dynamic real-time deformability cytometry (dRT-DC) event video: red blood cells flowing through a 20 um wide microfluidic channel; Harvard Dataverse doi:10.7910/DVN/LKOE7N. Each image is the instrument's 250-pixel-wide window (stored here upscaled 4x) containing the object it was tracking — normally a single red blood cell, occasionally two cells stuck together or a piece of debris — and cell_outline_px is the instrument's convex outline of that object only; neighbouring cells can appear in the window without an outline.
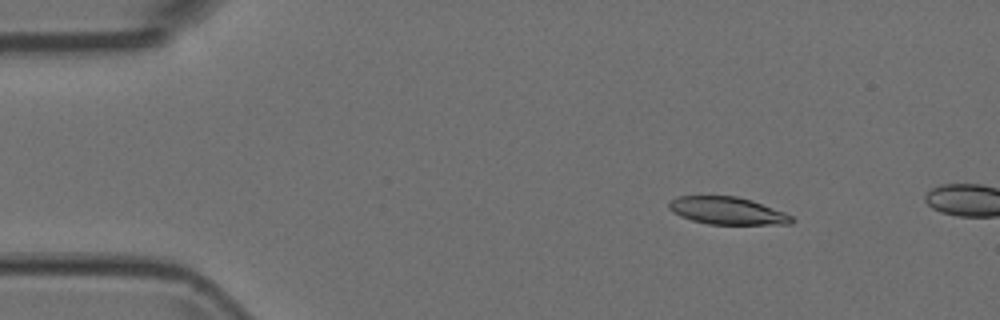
{"species": "Egyptian fruit bat (a non-hibernating species)", "species_latin": "Rousettus aegyptiacus", "temperature_condition": "room temperature", "stored_images_in_passage": 4, "camera_frame_rate_fps": 3000, "um_per_image_px": 0.085, "animal": {"sex": "female"}, "frame": {"image": 1, "passage_image": 2, "time_ms": 0.333, "image_size_px": [1000, 320], "cell_outline_px": [[796, 220], [792, 224], [708, 224], [692, 220], [680, 216], [672, 212], [668, 208], [668, 204], [676, 196], [736, 196], [752, 200], [784, 212], [792, 216]], "centroid_in_image_um": [61.82, 17.91], "position_along_channel_um": 23.2, "area_um2": 19.65}}